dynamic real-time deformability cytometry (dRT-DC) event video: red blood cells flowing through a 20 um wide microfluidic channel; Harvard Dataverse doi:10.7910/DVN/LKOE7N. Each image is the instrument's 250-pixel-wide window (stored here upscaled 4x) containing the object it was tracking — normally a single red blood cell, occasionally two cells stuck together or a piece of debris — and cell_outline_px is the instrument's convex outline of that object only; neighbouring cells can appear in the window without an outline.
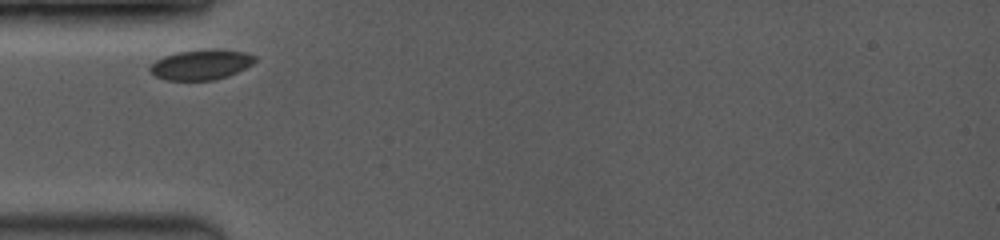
{"species": "common noctule bat (a hibernating species)", "species_latin": "Nyctalus noctula", "temperature_condition": "room temperature", "stored_images_in_passage": 43, "camera_frame_rate_fps": 3500, "um_per_image_px": 0.085, "animal": {"sex": "female", "body_mass_g": 19.0, "forearm_length_mm": 53.3}, "frame": {"image": 1, "passage_image": 1, "time_ms": 0.0, "image_size_px": [1000, 240], "cell_outline_px": [[256, 60], [252, 64], [228, 76], [216, 80], [164, 80], [156, 76], [148, 68], [156, 60], [164, 56], [176, 52], [204, 48], [220, 48], [244, 52], [256, 56]], "centroid_in_image_um": [17.1, 5.47], "position_along_channel_um": 67.9, "area_um2": 18.67}}
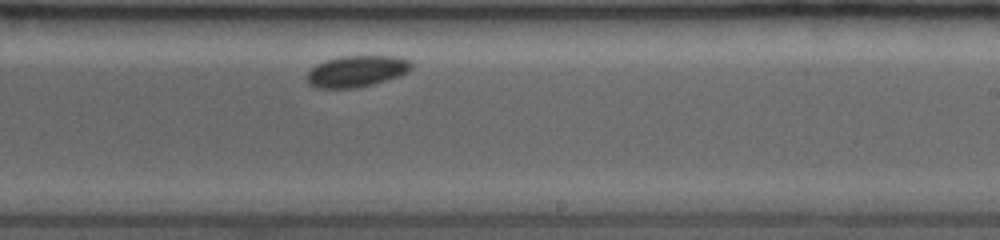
{"frame": {"image": 2, "passage_image": 23, "time_ms": 5.143, "image_size_px": [1000, 240], "cell_outline_px": [[412, 68], [408, 72], [400, 76], [372, 84], [356, 88], [316, 88], [308, 84], [308, 72], [316, 64], [324, 60], [340, 56], [396, 56], [408, 60], [412, 64]], "centroid_in_image_um": [30.31, 6.05], "position_along_channel_um": 258.7, "area_um2": 19.13}}
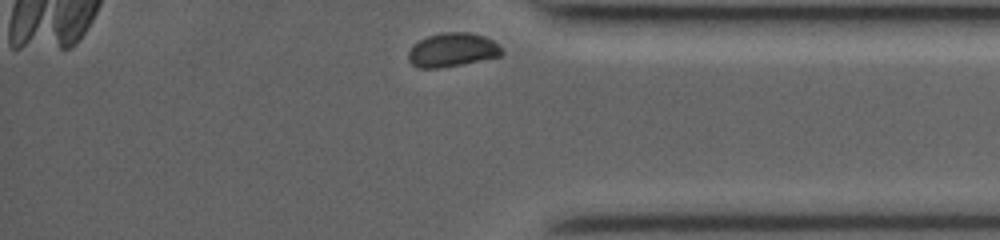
{"frame": {"image": 3, "passage_image": 43, "time_ms": 8.857, "image_size_px": [1000, 240], "cell_outline_px": [[504, 52], [500, 56], [464, 64], [436, 68], [416, 68], [408, 60], [408, 52], [420, 40], [428, 36], [440, 32], [468, 32], [484, 36], [492, 40], [504, 48]], "centroid_in_image_um": [38.48, 4.25], "position_along_channel_um": 396.7, "area_um2": 18.5}}